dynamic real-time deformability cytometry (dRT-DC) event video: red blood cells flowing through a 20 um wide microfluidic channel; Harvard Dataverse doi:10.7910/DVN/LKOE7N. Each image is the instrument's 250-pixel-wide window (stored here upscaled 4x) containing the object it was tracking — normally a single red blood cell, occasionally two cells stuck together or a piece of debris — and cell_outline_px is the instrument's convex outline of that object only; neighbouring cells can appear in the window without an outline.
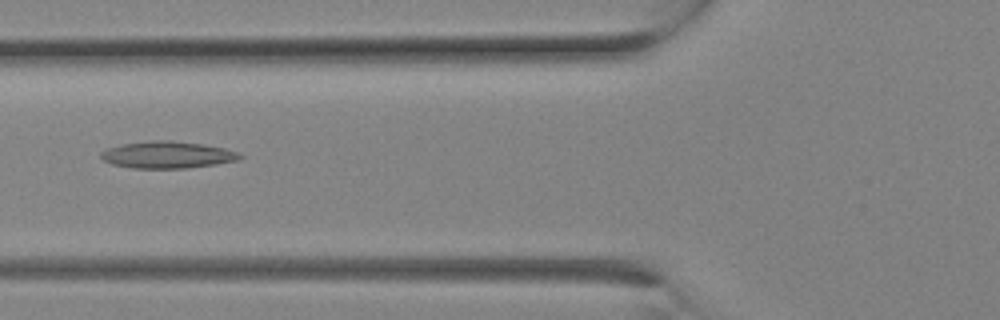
{"species": "Egyptian fruit bat (a non-hibernating species)", "species_latin": "Rousettus aegyptiacus", "temperature_condition": "room temperature", "stored_images_in_passage": 4, "camera_frame_rate_fps": 3000, "um_per_image_px": 0.085, "animal": {"sex": "female"}, "frame": {"image": 1, "passage_image": 3, "time_ms": 0.667, "image_size_px": [1000, 320], "cell_outline_px": [[244, 156], [236, 160], [216, 164], [188, 168], [132, 168], [112, 164], [104, 160], [100, 156], [100, 152], [108, 148], [120, 144], [152, 140], [172, 140], [204, 144], [224, 148], [240, 152]], "centroid_in_image_um": [14.23, 13.15], "position_along_channel_um": 111.6, "area_um2": 21.91}}